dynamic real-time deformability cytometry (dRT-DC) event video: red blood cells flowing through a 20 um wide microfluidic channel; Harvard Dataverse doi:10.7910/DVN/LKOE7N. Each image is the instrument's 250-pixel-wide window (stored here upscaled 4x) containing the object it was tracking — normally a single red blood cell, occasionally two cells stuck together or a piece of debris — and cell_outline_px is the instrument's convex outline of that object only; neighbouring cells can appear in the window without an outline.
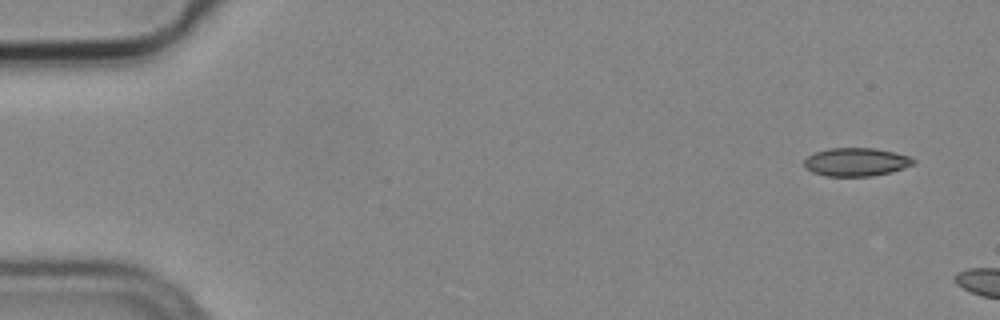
{"species": "common noctule bat (a hibernating species)", "species_latin": "Nyctalus noctula", "temperature_condition": "cold", "stored_images_in_passage": 4, "camera_frame_rate_fps": 3000, "um_per_image_px": 0.085, "animal": {"sex": "male", "body_mass_g": 19.2, "forearm_length_mm": 51.8}, "frame": {"image": 1, "passage_image": 1, "time_ms": 0.0, "image_size_px": [1000, 320], "cell_outline_px": [[916, 160], [912, 164], [904, 168], [872, 176], [828, 176], [812, 172], [804, 168], [804, 160], [808, 156], [816, 152], [828, 148], [872, 148], [892, 152], [908, 156]], "centroid_in_image_um": [72.72, 13.77], "position_along_channel_um": 12.3, "area_um2": 17.8}}